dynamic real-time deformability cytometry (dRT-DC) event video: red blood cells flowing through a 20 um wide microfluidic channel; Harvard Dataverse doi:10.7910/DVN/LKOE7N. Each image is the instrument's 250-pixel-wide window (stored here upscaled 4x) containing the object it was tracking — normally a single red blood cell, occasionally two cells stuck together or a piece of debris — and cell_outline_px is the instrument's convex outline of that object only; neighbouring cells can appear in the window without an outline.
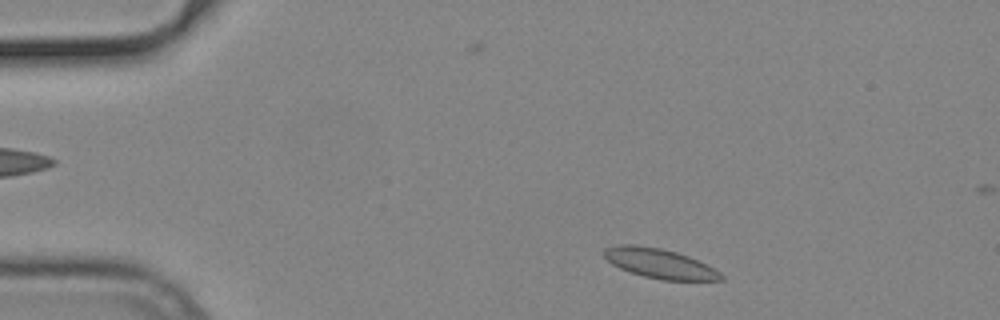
{"species": "common noctule bat (a hibernating species)", "species_latin": "Nyctalus noctula", "temperature_condition": "cold", "stored_images_in_passage": 12, "camera_frame_rate_fps": 3000, "um_per_image_px": 0.085, "animal": {"sex": "male", "body_mass_g": 19.2, "forearm_length_mm": 51.8}, "frame": {"image": 1, "passage_image": 4, "time_ms": 1.0, "image_size_px": [1000, 320], "cell_outline_px": [[724, 280], [660, 280], [644, 276], [620, 268], [612, 264], [600, 252], [604, 248], [620, 244], [636, 244], [660, 248], [676, 252], [688, 256], [720, 272], [724, 276]], "centroid_in_image_um": [56.02, 22.38], "position_along_channel_um": 29.0, "area_um2": 20.11}}